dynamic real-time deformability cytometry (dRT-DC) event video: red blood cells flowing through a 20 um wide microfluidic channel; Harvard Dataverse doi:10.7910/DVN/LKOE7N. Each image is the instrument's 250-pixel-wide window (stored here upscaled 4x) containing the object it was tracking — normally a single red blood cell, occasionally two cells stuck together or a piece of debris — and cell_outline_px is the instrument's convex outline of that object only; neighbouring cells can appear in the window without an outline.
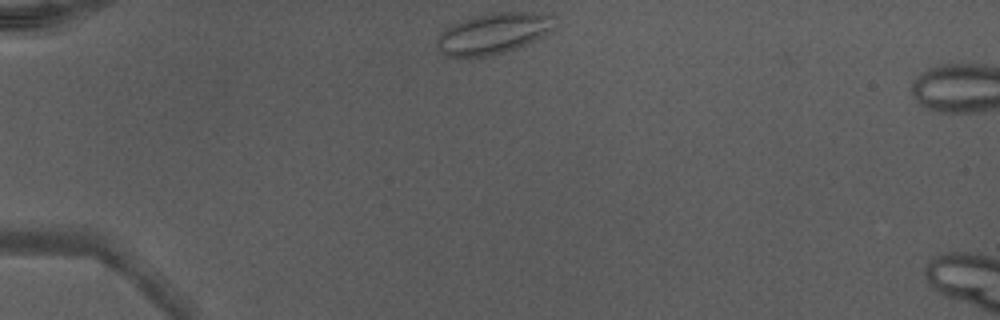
{"species": "Egyptian fruit bat (a non-hibernating species)", "species_latin": "Rousettus aegyptiacus", "temperature_condition": "warm", "stored_images_in_passage": 37, "camera_frame_rate_fps": 3000, "um_per_image_px": 0.085, "animal": {"sex": "male"}, "frame": {"image": 1, "passage_image": 1, "time_ms": 0.0, "image_size_px": [1000, 320], "cell_outline_px": [[556, 28], [544, 36], [528, 44], [504, 52], [488, 56], [444, 56], [436, 48], [436, 40], [440, 32], [452, 24], [460, 20], [472, 16], [492, 12], [552, 12], [556, 16]], "centroid_in_image_um": [42.0, 2.81], "position_along_channel_um": 43.0, "area_um2": 28.84}}
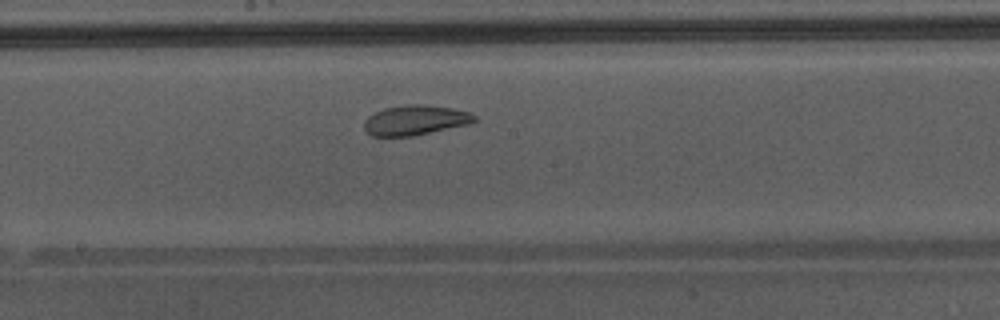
{"frame": {"image": 2, "passage_image": 16, "time_ms": 5.0, "image_size_px": [1000, 320], "cell_outline_px": [[476, 120], [472, 124], [412, 136], [372, 136], [364, 128], [364, 120], [368, 116], [384, 108], [408, 104], [420, 104], [456, 108], [468, 112], [476, 116]], "centroid_in_image_um": [35.33, 10.21], "position_along_channel_um": 212.9, "area_um2": 19.36}, "authors_computed_cell_mechanics": {"area_um2": 21.7906, "velocity_mm_per_s": 4.2897, "shape_relaxation_time_tau1_ms": 5.7038, "shape_relaxation_time_tau2_ms": 1.6459, "deformation_change_tau1": 0.1045, "deformation_change_tau2": 0.0826}}